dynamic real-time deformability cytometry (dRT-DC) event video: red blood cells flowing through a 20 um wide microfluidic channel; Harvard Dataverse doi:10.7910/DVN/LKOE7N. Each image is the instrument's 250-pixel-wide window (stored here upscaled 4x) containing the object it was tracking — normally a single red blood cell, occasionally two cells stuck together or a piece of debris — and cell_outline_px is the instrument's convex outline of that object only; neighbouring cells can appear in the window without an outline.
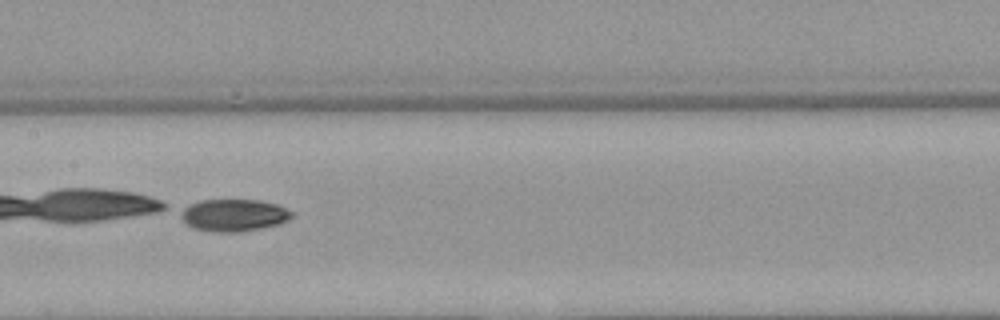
{"species": "Egyptian fruit bat (a non-hibernating species)", "species_latin": "Rousettus aegyptiacus", "temperature_condition": "warm", "stored_images_in_passage": 9, "camera_frame_rate_fps": 3000, "um_per_image_px": 0.085, "animal": {"sex": "female"}, "frame": {"image": 1, "passage_image": 8, "time_ms": 8.333, "image_size_px": [1000, 320], "cell_outline_px": [[292, 216], [288, 220], [280, 224], [264, 228], [240, 232], [212, 232], [192, 228], [180, 216], [180, 212], [184, 208], [200, 200], [260, 200], [276, 204], [292, 212]], "centroid_in_image_um": [19.88, 18.3], "position_along_channel_um": 187.5, "area_um2": 20.81}}
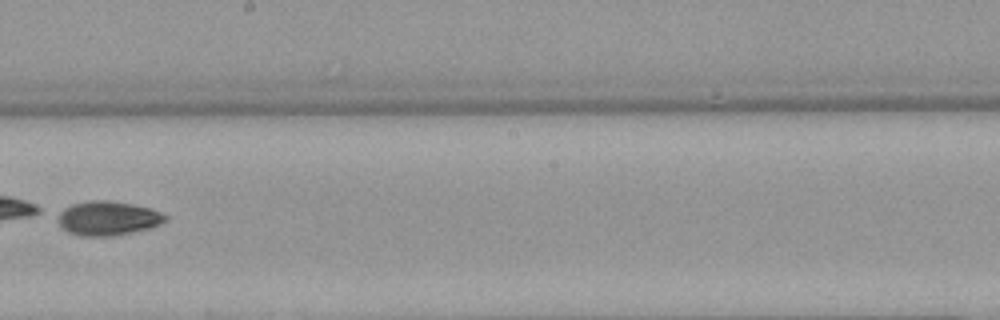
{"frame": {"image": 2, "passage_image": 9, "time_ms": 9.667, "image_size_px": [1000, 320], "cell_outline_px": [[168, 220], [152, 228], [112, 236], [80, 236], [68, 232], [60, 224], [56, 212], [72, 204], [92, 200], [108, 200], [132, 204], [152, 208], [168, 216]], "centroid_in_image_um": [9.19, 18.55], "position_along_channel_um": 239.0, "area_um2": 21.62}}